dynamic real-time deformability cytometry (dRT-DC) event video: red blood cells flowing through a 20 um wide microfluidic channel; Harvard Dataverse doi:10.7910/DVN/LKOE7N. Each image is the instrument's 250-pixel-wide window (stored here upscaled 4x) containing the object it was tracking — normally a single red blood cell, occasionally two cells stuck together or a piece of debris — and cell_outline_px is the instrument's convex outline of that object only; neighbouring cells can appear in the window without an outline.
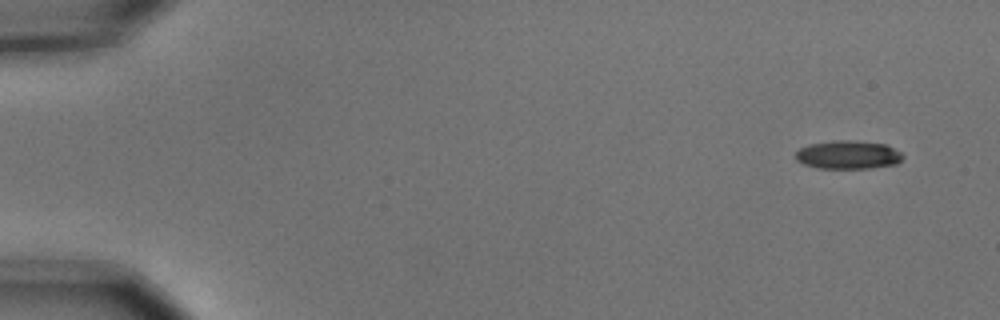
{"species": "common noctule bat (a hibernating species)", "species_latin": "Nyctalus noctula", "temperature_condition": "cold", "stored_images_in_passage": 4, "camera_frame_rate_fps": 3000, "um_per_image_px": 0.085, "animal": {"sex": "male", "body_mass_g": 15.6}, "frame": {"image": 1, "passage_image": 1, "time_ms": 0.0, "image_size_px": [1000, 320], "cell_outline_px": [[904, 156], [896, 164], [868, 168], [816, 168], [804, 164], [796, 160], [796, 152], [800, 148], [812, 144], [836, 140], [852, 140], [884, 144], [900, 152]], "centroid_in_image_um": [72.07, 13.16], "position_along_channel_um": 12.9, "area_um2": 17.51}}